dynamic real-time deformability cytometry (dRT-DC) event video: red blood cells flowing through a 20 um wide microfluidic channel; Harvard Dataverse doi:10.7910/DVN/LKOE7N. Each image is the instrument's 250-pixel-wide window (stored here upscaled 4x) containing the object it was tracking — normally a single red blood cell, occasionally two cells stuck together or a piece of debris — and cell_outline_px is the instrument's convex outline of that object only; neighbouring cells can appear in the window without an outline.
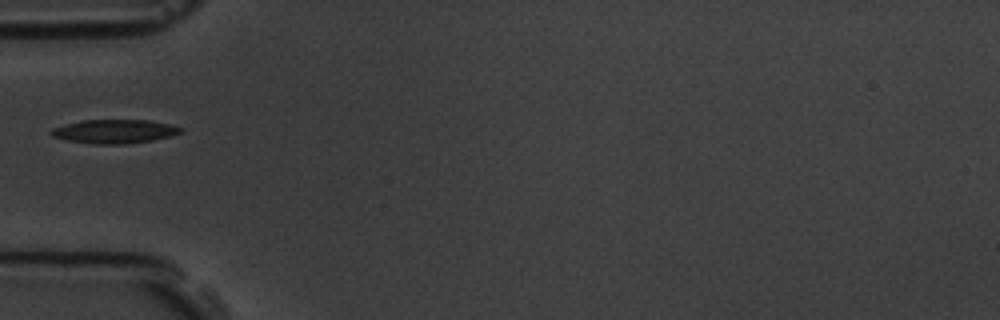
{"species": "common noctule bat (a hibernating species)", "species_latin": "Nyctalus noctula", "temperature_condition": "room temperature", "stored_images_in_passage": 2, "camera_frame_rate_fps": 3000, "um_per_image_px": 0.085, "animal": {"sex": "male", "body_mass_g": 19.5, "forearm_length_mm": 54.6}, "frame": {"image": 1, "passage_image": 1, "time_ms": 0.0, "image_size_px": [1000, 320], "cell_outline_px": [[184, 132], [172, 136], [152, 140], [124, 144], [92, 144], [68, 140], [52, 136], [48, 132], [52, 128], [64, 124], [80, 120], [148, 120], [168, 124], [184, 128]], "centroid_in_image_um": [9.73, 11.17], "position_along_channel_um": 75.3, "area_um2": 18.09}}
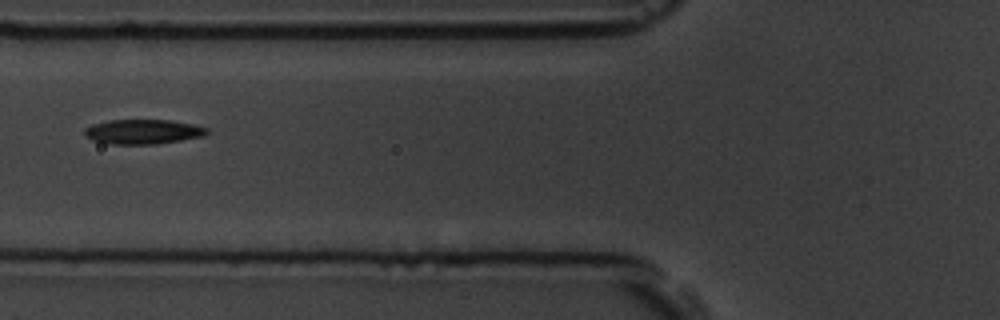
{"frame": {"image": 2, "passage_image": 2, "time_ms": 1.0, "image_size_px": [1000, 320], "cell_outline_px": [[208, 132], [204, 136], [156, 144], [112, 144], [92, 140], [84, 136], [84, 128], [92, 124], [108, 120], [168, 120], [192, 124], [208, 128]], "centroid_in_image_um": [12.11, 11.19], "position_along_channel_um": 113.7, "area_um2": 17.57}}